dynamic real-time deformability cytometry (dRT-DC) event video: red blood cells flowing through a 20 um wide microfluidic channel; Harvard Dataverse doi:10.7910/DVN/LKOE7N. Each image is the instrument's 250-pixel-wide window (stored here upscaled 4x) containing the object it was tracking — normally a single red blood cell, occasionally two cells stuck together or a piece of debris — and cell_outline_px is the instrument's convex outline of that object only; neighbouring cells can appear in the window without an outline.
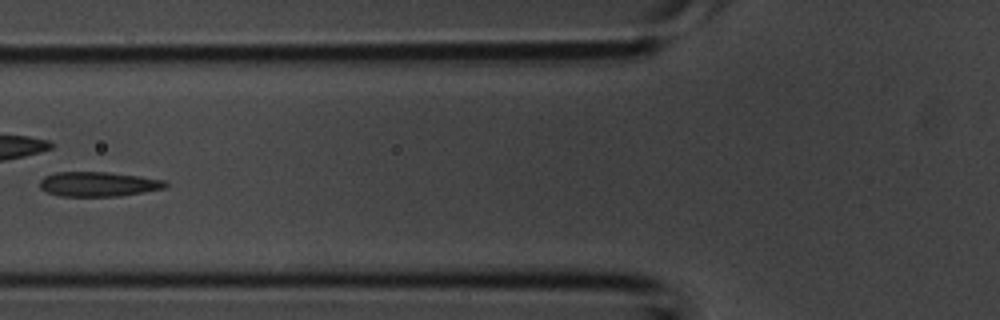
{"species": "common noctule bat (a hibernating species)", "species_latin": "Nyctalus noctula", "temperature_condition": "room temperature", "stored_images_in_passage": 6, "segment_of_instrument_passage": [1, 2], "camera_frame_rate_fps": 3000, "um_per_image_px": 0.085, "animal": {"sex": "male", "body_mass_g": 20.1, "forearm_length_mm": 53.5}, "frame": {"image": 1, "passage_image": 5, "time_ms": 1.333, "image_size_px": [1000, 320], "cell_outline_px": [[168, 184], [164, 188], [116, 196], [60, 196], [48, 192], [40, 188], [40, 180], [44, 176], [56, 172], [108, 172], [140, 176], [164, 180]], "centroid_in_image_um": [8.32, 15.64], "position_along_channel_um": 117.5, "area_um2": 17.86}}